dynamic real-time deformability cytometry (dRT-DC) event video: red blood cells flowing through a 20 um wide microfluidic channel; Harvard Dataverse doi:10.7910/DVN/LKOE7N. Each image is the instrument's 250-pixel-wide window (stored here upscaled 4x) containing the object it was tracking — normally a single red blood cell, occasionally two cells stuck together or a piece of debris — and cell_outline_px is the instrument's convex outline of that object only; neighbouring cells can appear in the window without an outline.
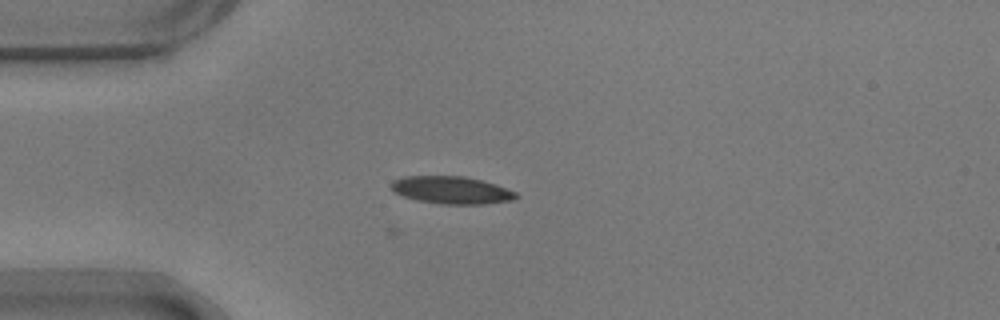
{"species": "common noctule bat (a hibernating species)", "species_latin": "Nyctalus noctula", "temperature_condition": "warm", "stored_images_in_passage": 3, "camera_frame_rate_fps": 3000, "um_per_image_px": 0.085, "animal": {"sex": "male", "body_mass_g": 17.9}, "frame": {"image": 1, "passage_image": 3, "time_ms": 0.667, "image_size_px": [1000, 320], "cell_outline_px": [[520, 196], [512, 200], [484, 204], [440, 204], [416, 200], [404, 196], [396, 192], [388, 184], [392, 180], [404, 176], [464, 176], [496, 184], [516, 192]], "centroid_in_image_um": [38.37, 16.15], "position_along_channel_um": 46.6, "area_um2": 20.06}}